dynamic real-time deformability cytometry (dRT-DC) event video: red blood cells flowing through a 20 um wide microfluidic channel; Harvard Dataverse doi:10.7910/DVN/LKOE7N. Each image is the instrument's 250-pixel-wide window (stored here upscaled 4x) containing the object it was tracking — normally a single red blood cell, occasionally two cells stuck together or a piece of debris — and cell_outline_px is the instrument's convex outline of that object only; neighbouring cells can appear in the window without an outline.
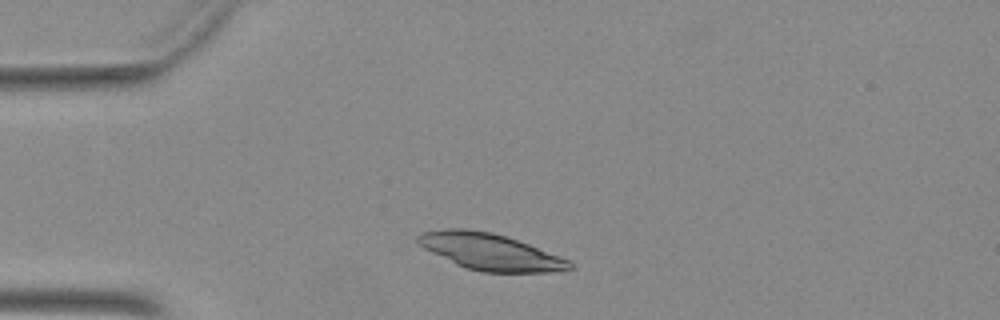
{"species": "Egyptian fruit bat (a non-hibernating species)", "species_latin": "Rousettus aegyptiacus", "temperature_condition": "warm", "stored_images_in_passage": 13, "camera_frame_rate_fps": 3000, "um_per_image_px": 0.085, "animal": {"sex": "female"}, "frame": {"image": 1, "passage_image": 5, "time_ms": 1.333, "image_size_px": [1000, 320], "cell_outline_px": [[576, 268], [560, 272], [480, 272], [464, 268], [424, 248], [416, 240], [416, 236], [420, 232], [444, 228], [464, 228], [492, 232], [528, 244], [568, 260]], "centroid_in_image_um": [41.64, 21.4], "position_along_channel_um": 43.4, "area_um2": 32.19}}
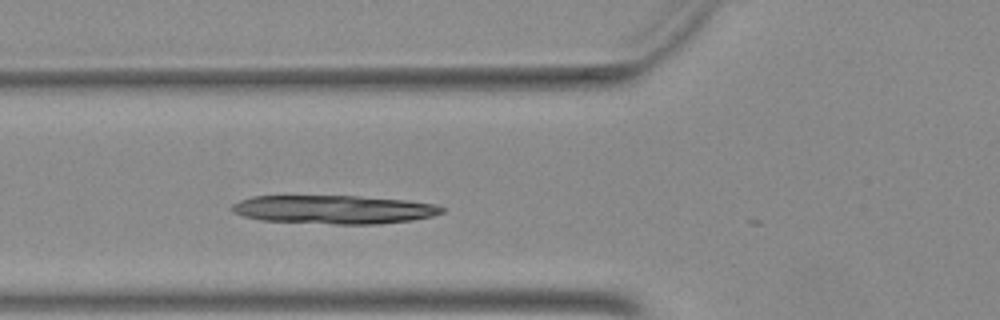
{"frame": {"image": 2, "passage_image": 11, "time_ms": 3.333, "image_size_px": [1000, 320], "cell_outline_px": [[444, 212], [432, 216], [412, 220], [380, 224], [336, 224], [260, 220], [244, 216], [232, 212], [232, 204], [240, 200], [252, 196], [356, 196], [404, 200], [436, 204], [444, 208]], "centroid_in_image_um": [28.38, 17.81], "position_along_channel_um": 97.4, "area_um2": 34.85}}